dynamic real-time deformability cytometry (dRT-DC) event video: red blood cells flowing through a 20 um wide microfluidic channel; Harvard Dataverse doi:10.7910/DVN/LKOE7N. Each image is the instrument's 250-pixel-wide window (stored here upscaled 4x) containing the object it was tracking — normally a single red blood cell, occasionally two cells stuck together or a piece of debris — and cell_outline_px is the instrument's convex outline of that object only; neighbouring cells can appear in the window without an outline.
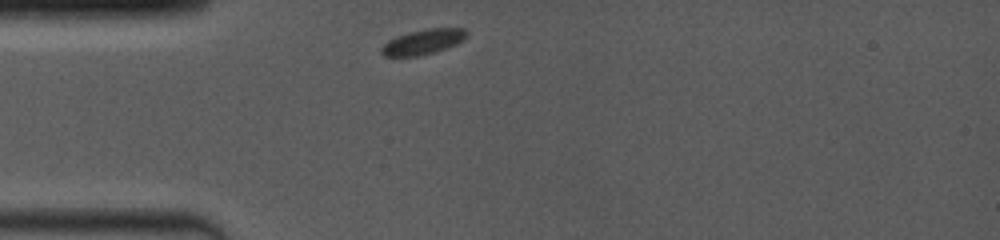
{"species": "common noctule bat (a hibernating species)", "species_latin": "Nyctalus noctula", "temperature_condition": "room temperature", "stored_images_in_passage": 43, "camera_frame_rate_fps": 4000, "um_per_image_px": 0.085, "animal": {"sex": "female", "body_mass_g": 19.0, "forearm_length_mm": 53.3}, "frame": {"image": 1, "passage_image": 1, "time_ms": 0.0, "image_size_px": [1000, 240], "cell_outline_px": [[468, 32], [464, 40], [456, 44], [420, 56], [384, 56], [380, 52], [380, 48], [388, 40], [396, 36], [408, 32], [428, 28], [464, 28]], "centroid_in_image_um": [35.94, 3.55], "position_along_channel_um": 49.1, "area_um2": 12.43}}
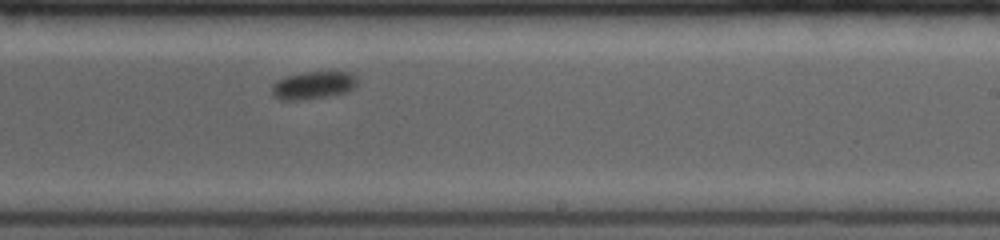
{"frame": {"image": 2, "passage_image": 25, "time_ms": 6.0, "image_size_px": [1000, 240], "cell_outline_px": [[356, 84], [348, 92], [328, 96], [296, 100], [284, 100], [276, 96], [272, 92], [272, 84], [288, 76], [300, 72], [348, 72], [356, 76]], "centroid_in_image_um": [26.65, 7.24], "position_along_channel_um": 262.4, "area_um2": 13.47}}
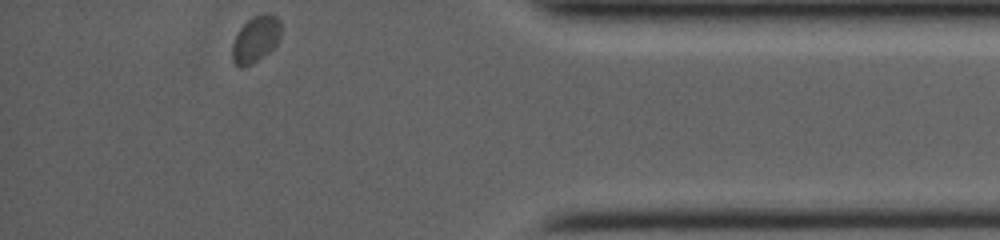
{"frame": {"image": 3, "passage_image": 43, "time_ms": 10.5, "image_size_px": [1000, 240], "cell_outline_px": [[280, 36], [276, 44], [268, 52], [252, 64], [244, 68], [240, 68], [232, 60], [232, 44], [240, 28], [252, 16], [276, 16], [280, 20]], "centroid_in_image_um": [21.7, 3.38], "position_along_channel_um": 413.5, "area_um2": 12.83}, "authors_computed_cell_mechanics": {"area_um2": 13.5252, "velocity_mm_per_s": 3.7898, "shape_relaxation_time_tau1_ms": 2.9593, "shape_relaxation_time_tau2_ms": null, "deformation_change_tau1": 0.1122, "deformation_change_tau2": null}}